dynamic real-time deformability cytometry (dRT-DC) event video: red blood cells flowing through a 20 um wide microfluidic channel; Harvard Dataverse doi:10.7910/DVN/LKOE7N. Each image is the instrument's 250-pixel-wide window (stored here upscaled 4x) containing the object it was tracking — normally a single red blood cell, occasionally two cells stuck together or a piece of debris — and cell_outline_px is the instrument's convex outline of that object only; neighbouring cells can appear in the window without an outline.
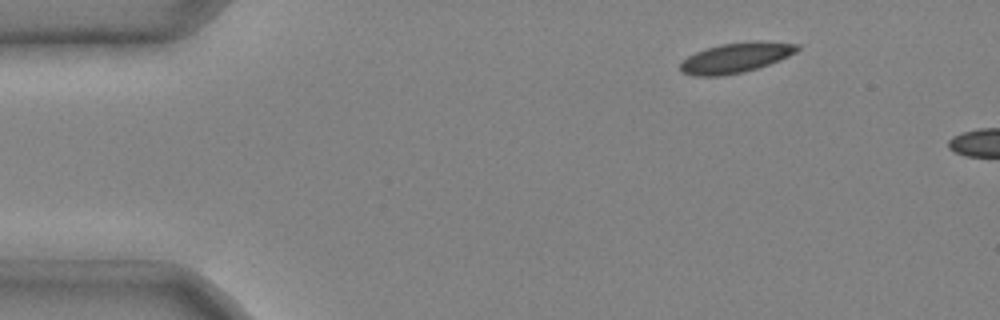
{"species": "common noctule bat (a hibernating species)", "species_latin": "Nyctalus noctula", "temperature_condition": "cold", "stored_images_in_passage": 2, "camera_frame_rate_fps": 3000, "um_per_image_px": 0.085, "animal": {"sex": "male", "body_mass_g": 20.4}, "frame": {"image": 1, "passage_image": 1, "time_ms": 0.0, "image_size_px": [1000, 320], "cell_outline_px": [[800, 48], [796, 52], [788, 56], [768, 64], [744, 72], [724, 76], [692, 76], [684, 72], [680, 68], [680, 64], [688, 56], [704, 48], [720, 44], [752, 40], [756, 40], [800, 44]], "centroid_in_image_um": [62.55, 4.89], "position_along_channel_um": 22.5, "area_um2": 20.58}}